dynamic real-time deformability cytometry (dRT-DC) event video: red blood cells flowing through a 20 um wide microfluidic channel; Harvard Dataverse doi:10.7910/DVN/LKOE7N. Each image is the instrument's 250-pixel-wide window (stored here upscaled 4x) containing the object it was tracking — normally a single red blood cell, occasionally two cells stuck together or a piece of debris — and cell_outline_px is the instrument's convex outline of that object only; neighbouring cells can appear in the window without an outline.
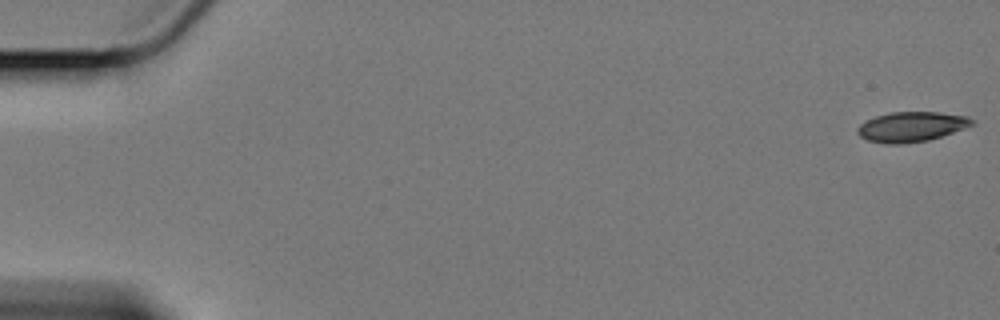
{"species": "Egyptian fruit bat (a non-hibernating species)", "species_latin": "Rousettus aegyptiacus", "temperature_condition": "cold", "stored_images_in_passage": 60, "camera_frame_rate_fps": 3000, "um_per_image_px": 0.085, "animal": {"sex": "female"}, "frame": {"image": 1, "passage_image": 1, "time_ms": 0.0, "image_size_px": [1000, 320], "cell_outline_px": [[972, 124], [952, 132], [928, 140], [896, 144], [892, 144], [868, 140], [860, 136], [856, 132], [856, 128], [860, 124], [876, 116], [892, 112], [936, 112], [968, 116], [972, 120]], "centroid_in_image_um": [77.42, 10.76], "position_along_channel_um": 7.6, "area_um2": 19.48}}
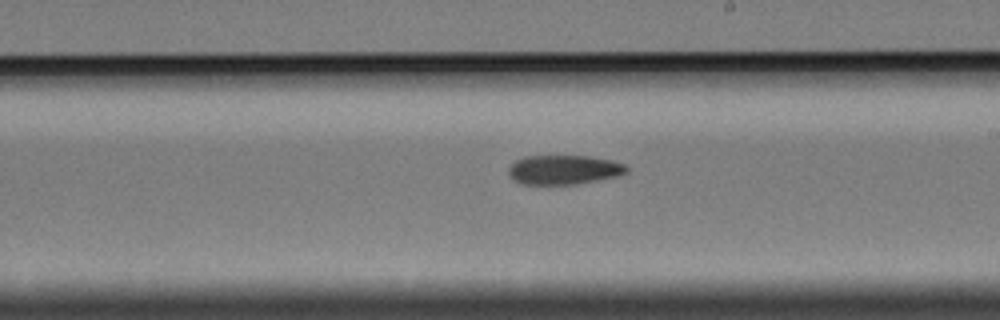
{"frame": {"image": 2, "passage_image": 35, "time_ms": 11.333, "image_size_px": [1000, 320], "cell_outline_px": [[628, 172], [620, 176], [576, 184], [520, 184], [508, 172], [508, 168], [516, 160], [524, 156], [588, 156], [612, 160], [624, 164], [628, 168]], "centroid_in_image_um": [47.97, 14.42], "position_along_channel_um": 241.0, "area_um2": 20.17}}
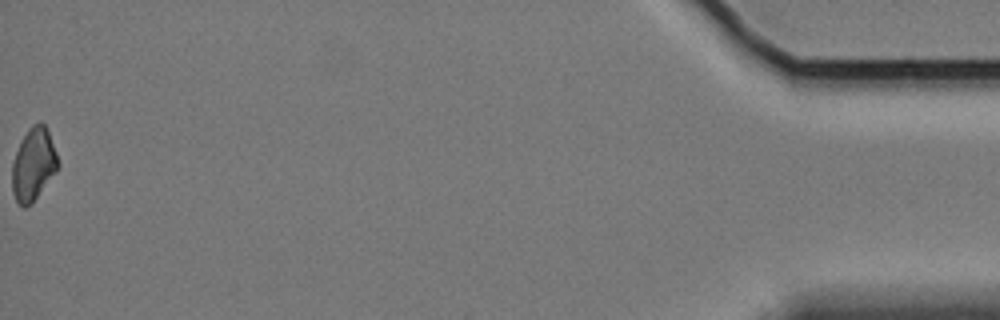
{"frame": {"image": 3, "passage_image": 60, "time_ms": 19.667, "image_size_px": [1000, 320], "cell_outline_px": [[60, 164], [56, 172], [32, 204], [24, 208], [16, 200], [12, 192], [12, 164], [20, 140], [28, 128], [32, 124], [44, 124], [48, 132], [56, 152]], "centroid_in_image_um": [2.84, 14.0], "position_along_channel_um": 432.4, "area_um2": 19.42}}